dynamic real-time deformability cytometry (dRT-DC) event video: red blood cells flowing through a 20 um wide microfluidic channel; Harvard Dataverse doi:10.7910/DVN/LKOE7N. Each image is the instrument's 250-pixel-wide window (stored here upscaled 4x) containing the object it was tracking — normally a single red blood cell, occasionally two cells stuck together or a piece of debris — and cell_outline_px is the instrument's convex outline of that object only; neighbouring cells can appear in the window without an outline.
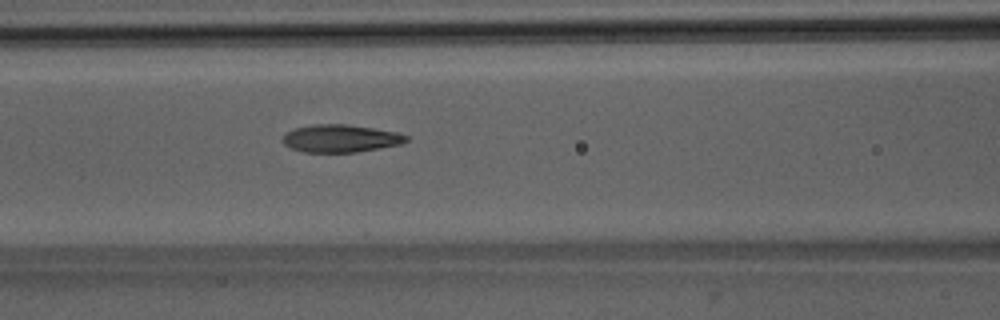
{"species": "Egyptian fruit bat (a non-hibernating species)", "species_latin": "Rousettus aegyptiacus", "temperature_condition": "room temperature", "stored_images_in_passage": 46, "camera_frame_rate_fps": 3000, "um_per_image_px": 0.085, "animal": {"sex": "male"}, "frame": {"image": 1, "passage_image": 16, "time_ms": 5.0, "image_size_px": [1000, 320], "cell_outline_px": [[408, 140], [400, 144], [380, 148], [356, 152], [304, 152], [292, 148], [284, 144], [280, 140], [288, 132], [296, 128], [312, 124], [348, 124], [396, 132], [408, 136]], "centroid_in_image_um": [28.94, 11.76], "position_along_channel_um": 137.7, "area_um2": 19.77}}
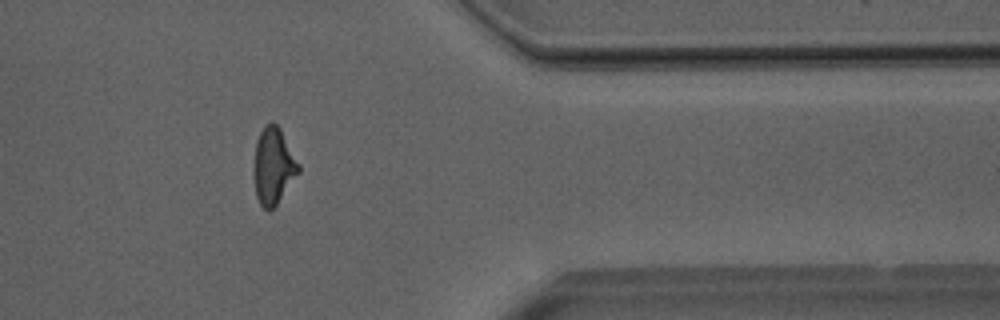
{"frame": {"image": 2, "passage_image": 36, "time_ms": 11.667, "image_size_px": [1000, 320], "cell_outline_px": [[300, 172], [276, 204], [268, 212], [260, 204], [256, 196], [252, 172], [256, 140], [264, 124], [272, 120], [280, 128], [300, 164]], "centroid_in_image_um": [23.21, 14.08], "position_along_channel_um": 388.2, "area_um2": 20.29}}
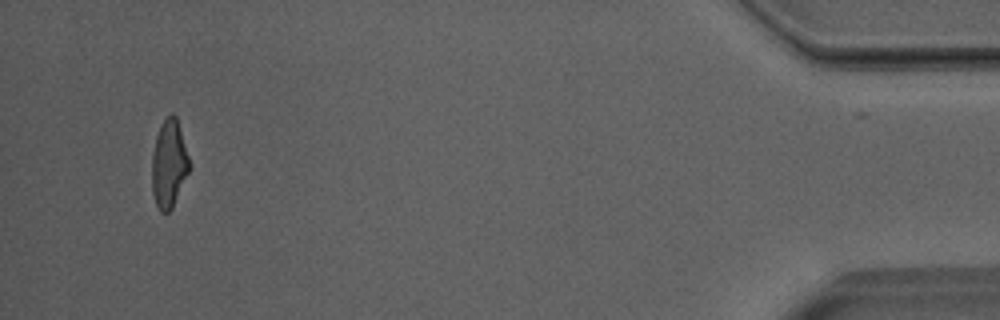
{"frame": {"image": 3, "passage_image": 43, "time_ms": 14.0, "image_size_px": [1000, 320], "cell_outline_px": [[188, 172], [172, 208], [168, 212], [160, 212], [156, 204], [152, 192], [152, 156], [156, 136], [160, 124], [172, 112], [176, 116], [188, 156]], "centroid_in_image_um": [14.33, 13.93], "position_along_channel_um": 420.9, "area_um2": 18.73}, "authors_computed_cell_mechanics": {"area_um2": 19.8254, "velocity_mm_per_s": 4.0059, "shape_relaxation_time_tau1_ms": 7.1503, "shape_relaxation_time_tau2_ms": 1.3096, "deformation_change_tau1": 0.2391, "deformation_change_tau2": 0.0889}}